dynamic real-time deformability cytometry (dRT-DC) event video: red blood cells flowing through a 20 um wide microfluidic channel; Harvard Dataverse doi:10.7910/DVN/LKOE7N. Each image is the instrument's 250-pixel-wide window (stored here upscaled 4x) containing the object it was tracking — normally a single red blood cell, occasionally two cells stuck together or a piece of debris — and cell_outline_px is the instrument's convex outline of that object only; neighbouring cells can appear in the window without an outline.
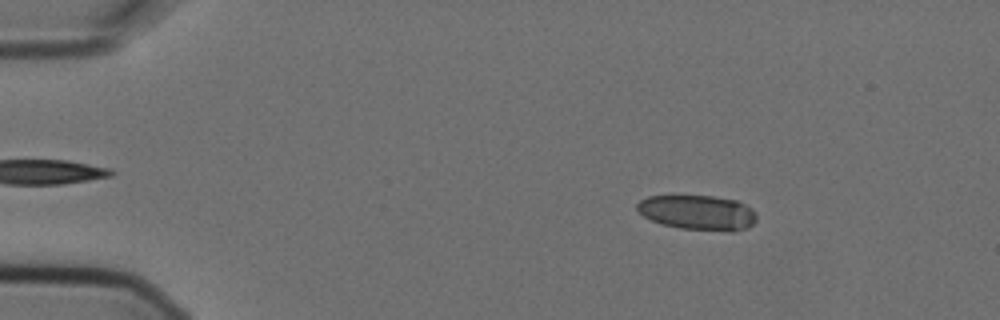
{"species": "Egyptian fruit bat (a non-hibernating species)", "species_latin": "Rousettus aegyptiacus", "temperature_condition": "cold", "stored_images_in_passage": 7, "camera_frame_rate_fps": 3000, "um_per_image_px": 0.085, "animal": {"sex": "female"}, "frame": {"image": 1, "passage_image": 2, "time_ms": 0.333, "image_size_px": [1000, 320], "cell_outline_px": [[756, 220], [748, 228], [732, 232], [680, 228], [660, 224], [644, 216], [636, 208], [636, 204], [640, 200], [648, 196], [712, 196], [736, 200], [752, 208], [756, 212]], "centroid_in_image_um": [59.33, 18.07], "position_along_channel_um": 25.7, "area_um2": 24.39}}